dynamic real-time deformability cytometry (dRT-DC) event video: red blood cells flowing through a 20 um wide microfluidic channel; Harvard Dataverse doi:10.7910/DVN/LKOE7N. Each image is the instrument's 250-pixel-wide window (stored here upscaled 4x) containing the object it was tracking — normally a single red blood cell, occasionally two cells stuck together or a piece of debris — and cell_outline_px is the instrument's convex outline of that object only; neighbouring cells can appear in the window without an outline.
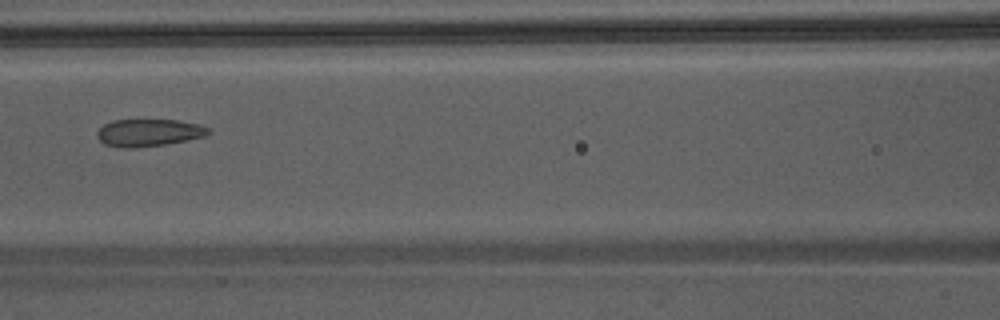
{"species": "Egyptian fruit bat (a non-hibernating species)", "species_latin": "Rousettus aegyptiacus", "temperature_condition": "warm", "stored_images_in_passage": 39, "camera_frame_rate_fps": 3000, "um_per_image_px": 0.085, "animal": {"sex": "male"}, "frame": {"image": 1, "passage_image": 14, "time_ms": 4.333, "image_size_px": [1000, 320], "cell_outline_px": [[212, 132], [204, 136], [164, 144], [132, 148], [124, 148], [104, 144], [96, 136], [96, 132], [104, 124], [112, 120], [180, 120], [200, 124], [208, 128]], "centroid_in_image_um": [12.62, 11.26], "position_along_channel_um": 154.0, "area_um2": 17.63}}
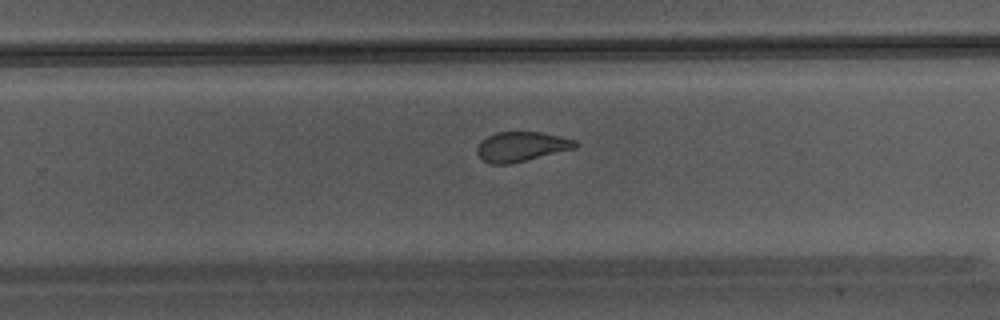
{"frame": {"image": 2, "passage_image": 23, "time_ms": 7.333, "image_size_px": [1000, 320], "cell_outline_px": [[580, 144], [576, 148], [508, 164], [488, 164], [480, 160], [476, 152], [476, 148], [488, 136], [496, 132], [540, 132], [560, 136], [576, 140]], "centroid_in_image_um": [44.31, 12.47], "position_along_channel_um": 285.5, "area_um2": 16.99}}
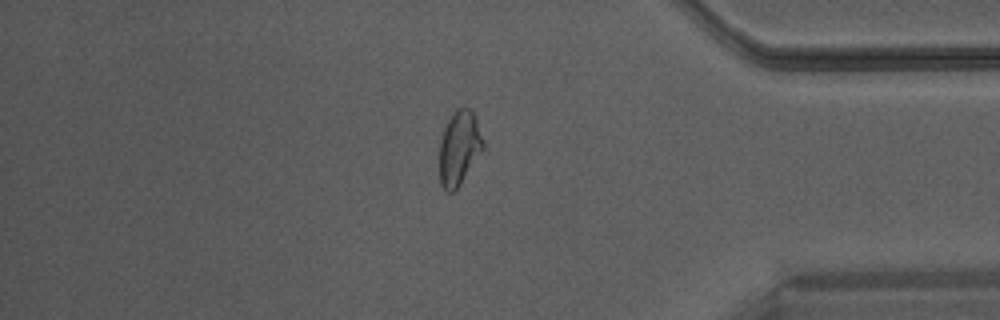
{"frame": {"image": 3, "passage_image": 32, "time_ms": 10.333, "image_size_px": [1000, 320], "cell_outline_px": [[484, 148], [456, 192], [448, 192], [440, 184], [440, 140], [444, 128], [448, 120], [456, 108], [472, 108], [484, 140]], "centroid_in_image_um": [39.05, 12.59], "position_along_channel_um": 396.2, "area_um2": 19.07}}